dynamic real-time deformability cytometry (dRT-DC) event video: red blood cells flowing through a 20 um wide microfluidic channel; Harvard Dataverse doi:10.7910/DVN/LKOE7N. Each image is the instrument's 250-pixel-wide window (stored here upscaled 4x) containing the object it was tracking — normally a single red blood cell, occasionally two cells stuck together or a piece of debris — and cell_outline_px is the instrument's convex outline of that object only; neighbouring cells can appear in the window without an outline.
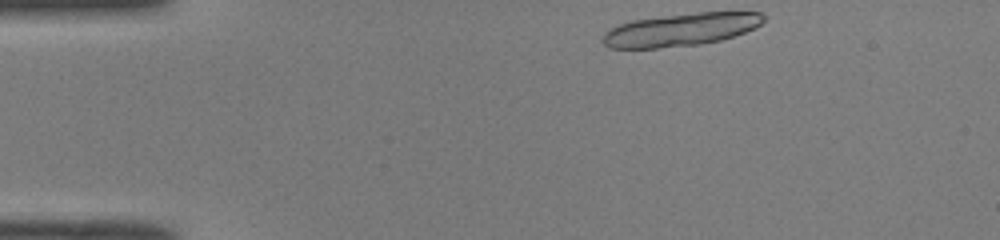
{"species": "common noctule bat (a hibernating species)", "species_latin": "Nyctalus noctula", "temperature_condition": "room temperature", "stored_images_in_passage": 10, "camera_frame_rate_fps": 3000, "um_per_image_px": 0.085, "animal": {"sex": "male", "body_mass_g": 19.0, "forearm_length_mm": 50.8}, "frame": {"image": 1, "passage_image": 1, "time_ms": 0.0, "image_size_px": [1000, 240], "cell_outline_px": [[764, 20], [760, 24], [744, 32], [720, 40], [700, 44], [656, 48], [612, 48], [604, 44], [604, 32], [620, 24], [632, 20], [700, 12], [760, 12], [764, 16]], "centroid_in_image_um": [57.87, 2.52], "position_along_channel_um": 27.1, "area_um2": 30.11}}